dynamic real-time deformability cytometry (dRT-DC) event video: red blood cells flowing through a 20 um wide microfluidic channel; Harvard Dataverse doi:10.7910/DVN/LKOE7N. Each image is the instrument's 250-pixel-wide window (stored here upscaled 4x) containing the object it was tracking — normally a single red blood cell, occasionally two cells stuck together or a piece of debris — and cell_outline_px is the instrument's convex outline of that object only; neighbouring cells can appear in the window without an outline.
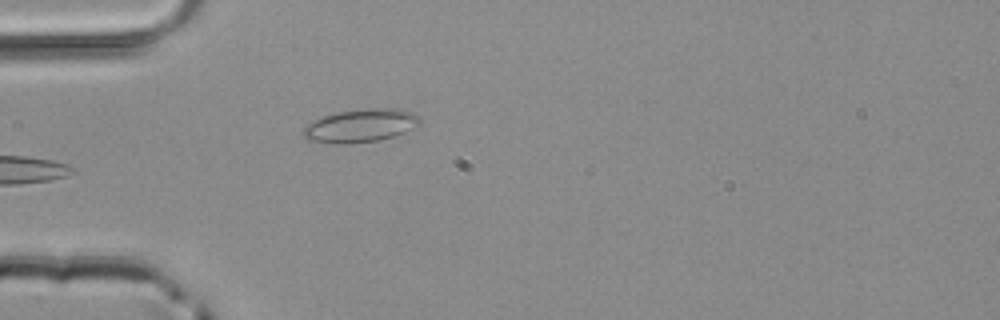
{"species": "common noctule bat (a hibernating species)", "species_latin": "Nyctalus noctula", "temperature_condition": "room temperature", "stored_images_in_passage": 29, "camera_frame_rate_fps": 3000, "um_per_image_px": 0.085, "animal": {"sex": "male", "body_mass_g": 20.4}, "frame": {"image": 1, "passage_image": 1, "time_ms": 0.0, "image_size_px": [1000, 320], "cell_outline_px": [[420, 124], [404, 132], [380, 140], [348, 144], [336, 144], [308, 140], [304, 136], [304, 128], [308, 124], [324, 116], [340, 112], [364, 108], [400, 108], [412, 112], [420, 116]], "centroid_in_image_um": [30.69, 10.68], "position_along_channel_um": 54.3, "area_um2": 22.43}}
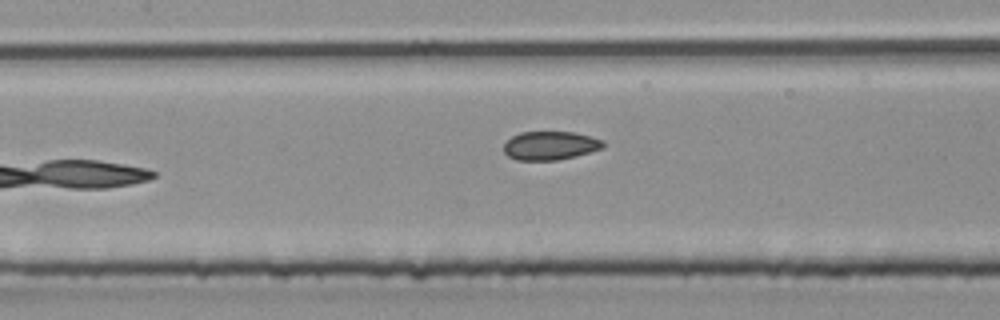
{"frame": {"image": 2, "passage_image": 9, "time_ms": 2.667, "image_size_px": [1000, 320], "cell_outline_px": [[604, 148], [576, 156], [556, 160], [516, 160], [508, 156], [504, 152], [504, 144], [512, 136], [520, 132], [576, 132], [592, 136], [604, 140]], "centroid_in_image_um": [46.8, 12.37], "position_along_channel_um": 160.6, "area_um2": 16.7}}
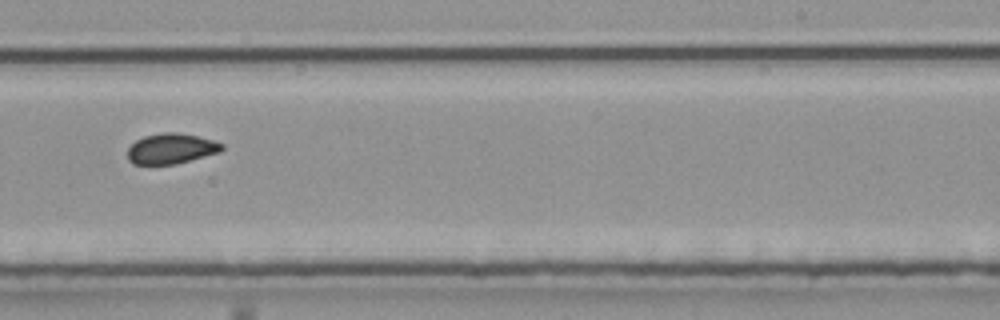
{"frame": {"image": 3, "passage_image": 17, "time_ms": 5.333, "image_size_px": [1000, 320], "cell_outline_px": [[224, 148], [220, 152], [176, 164], [132, 164], [128, 160], [128, 148], [136, 140], [144, 136], [164, 132], [180, 132], [212, 140], [224, 144]], "centroid_in_image_um": [14.55, 12.63], "position_along_channel_um": 274.5, "area_um2": 16.7}}